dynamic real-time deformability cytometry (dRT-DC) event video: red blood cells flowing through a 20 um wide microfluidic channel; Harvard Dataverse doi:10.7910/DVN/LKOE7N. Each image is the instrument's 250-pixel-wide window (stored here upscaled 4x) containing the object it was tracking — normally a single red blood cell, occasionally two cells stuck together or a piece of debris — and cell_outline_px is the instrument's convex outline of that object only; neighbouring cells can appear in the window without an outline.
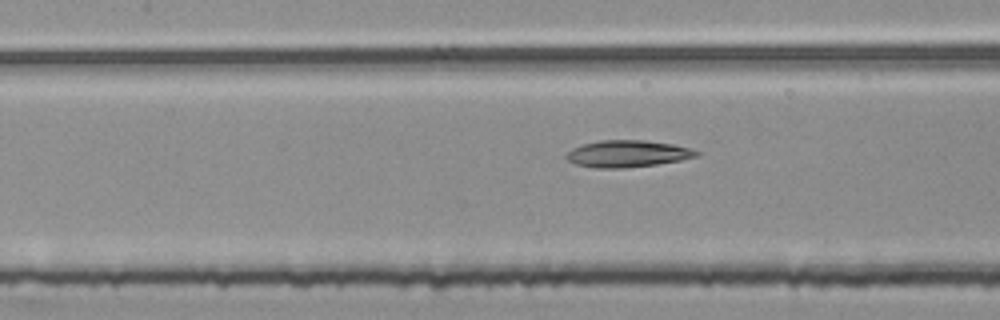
{"species": "common noctule bat (a hibernating species)", "species_latin": "Nyctalus noctula", "temperature_condition": "room temperature", "stored_images_in_passage": 22, "camera_frame_rate_fps": 3000, "um_per_image_px": 0.085, "animal": {"sex": "female", "body_mass_g": 25.1}, "frame": {"image": 1, "passage_image": 19, "time_ms": 6.0, "image_size_px": [1000, 320], "cell_outline_px": [[700, 156], [680, 160], [656, 164], [624, 168], [596, 168], [576, 164], [568, 160], [564, 156], [572, 148], [584, 144], [600, 140], [644, 140], [672, 144], [692, 148], [700, 152]], "centroid_in_image_um": [53.36, 13.06], "position_along_channel_um": 154.0, "area_um2": 20.35}}